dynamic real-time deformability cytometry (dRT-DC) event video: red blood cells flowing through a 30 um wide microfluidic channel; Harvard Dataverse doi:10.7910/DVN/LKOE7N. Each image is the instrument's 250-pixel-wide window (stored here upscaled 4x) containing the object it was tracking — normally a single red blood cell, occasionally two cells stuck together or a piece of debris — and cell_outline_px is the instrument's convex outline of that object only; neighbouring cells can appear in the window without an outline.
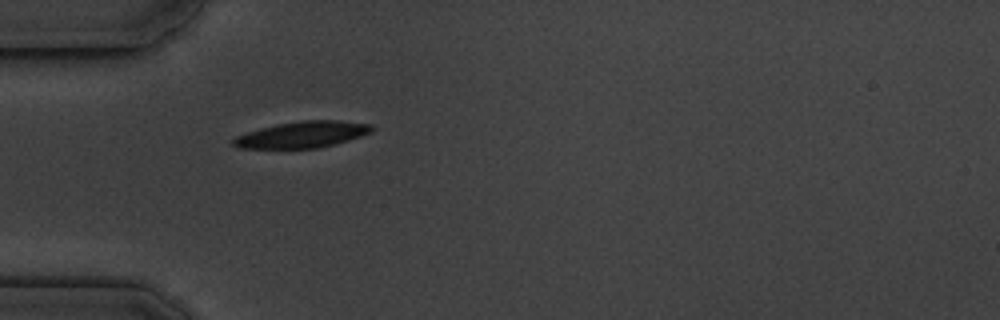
{"species": "common noctule bat (a hibernating species)", "species_latin": "Nyctalus noctula", "temperature_condition": "cold", "stored_images_in_passage": 1, "camera_frame_rate_fps": 3000, "um_per_image_px": 0.085, "animal": {"sex": "male", "body_mass_g": 19.5, "forearm_length_mm": 54.6}, "frame": {"image": 1, "passage_image": 1, "time_ms": 0.0, "image_size_px": [1000, 320], "cell_outline_px": [[376, 128], [372, 132], [336, 144], [316, 148], [240, 148], [232, 144], [232, 140], [236, 136], [260, 128], [276, 124], [304, 120], [336, 120], [372, 124]], "centroid_in_image_um": [25.73, 11.43], "position_along_channel_um": 59.3, "area_um2": 21.21}}